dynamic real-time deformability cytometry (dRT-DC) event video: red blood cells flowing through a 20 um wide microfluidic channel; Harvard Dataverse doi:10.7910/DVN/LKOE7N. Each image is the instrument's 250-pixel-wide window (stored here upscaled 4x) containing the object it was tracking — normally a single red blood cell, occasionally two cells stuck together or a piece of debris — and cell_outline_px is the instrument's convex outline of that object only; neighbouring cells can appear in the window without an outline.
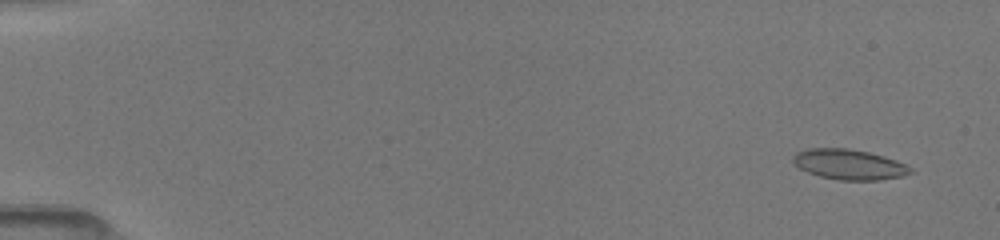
{"species": "common noctule bat (a hibernating species)", "species_latin": "Nyctalus noctula", "temperature_condition": "room temperature", "stored_images_in_passage": 12, "camera_frame_rate_fps": 3000, "um_per_image_px": 0.085, "animal": {"sex": "female", "body_mass_g": 19.5, "forearm_length_mm": 54.1}, "frame": {"image": 1, "passage_image": 4, "time_ms": 1.0, "image_size_px": [1000, 240], "cell_outline_px": [[912, 172], [900, 176], [880, 180], [840, 180], [820, 176], [808, 172], [800, 168], [792, 160], [792, 156], [796, 152], [808, 148], [848, 148], [868, 152], [884, 156], [896, 160], [912, 168]], "centroid_in_image_um": [72.15, 13.97], "position_along_channel_um": 12.8, "area_um2": 20.58}}